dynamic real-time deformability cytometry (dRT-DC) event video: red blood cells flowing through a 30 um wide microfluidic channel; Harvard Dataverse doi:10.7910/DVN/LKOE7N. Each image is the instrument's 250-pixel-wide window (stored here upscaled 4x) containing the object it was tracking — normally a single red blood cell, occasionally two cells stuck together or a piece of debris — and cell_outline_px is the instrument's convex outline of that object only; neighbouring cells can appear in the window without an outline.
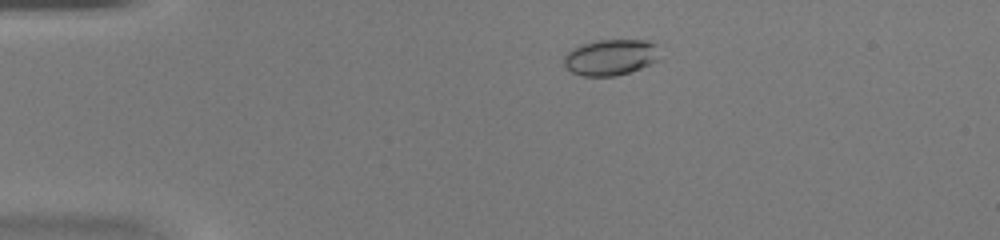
{"species": "common noctule bat (a hibernating species)", "species_latin": "Nyctalus noctula", "temperature_condition": "warm", "stored_images_in_passage": 41, "camera_frame_rate_fps": 3000, "um_per_image_px": 0.085, "animal": {"sex": "female", "body_mass_g": 20.0, "forearm_length_mm": 54.0}, "frame": {"image": 1, "passage_image": 2, "time_ms": 0.333, "image_size_px": [1000, 240], "cell_outline_px": [[660, 60], [640, 68], [616, 76], [584, 76], [572, 72], [564, 68], [564, 56], [572, 48], [580, 44], [596, 40], [644, 40], [656, 44]], "centroid_in_image_um": [51.88, 4.87], "position_along_channel_um": 33.1, "area_um2": 20.23}}
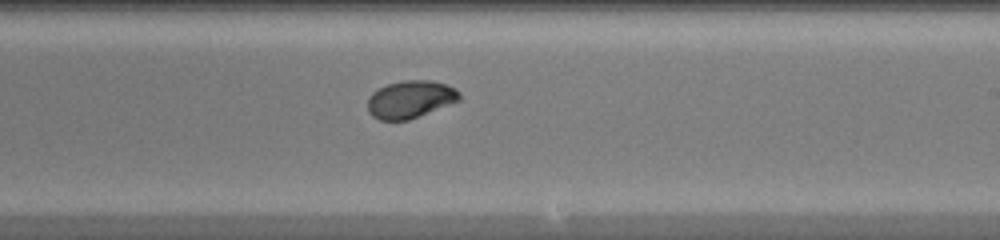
{"frame": {"image": 2, "passage_image": 22, "time_ms": 7.0, "image_size_px": [1000, 240], "cell_outline_px": [[460, 100], [408, 120], [380, 120], [372, 116], [368, 112], [368, 96], [372, 92], [388, 84], [404, 80], [432, 80], [456, 88], [460, 92]], "centroid_in_image_um": [34.86, 8.44], "position_along_channel_um": 254.1, "area_um2": 20.0}}
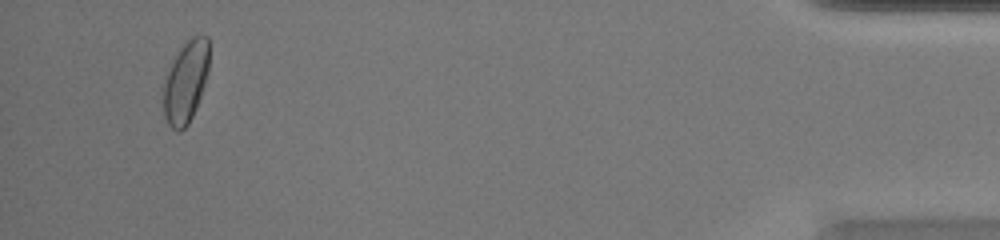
{"frame": {"image": 3, "passage_image": 39, "time_ms": 12.667, "image_size_px": [1000, 240], "cell_outline_px": [[208, 72], [196, 108], [188, 124], [180, 132], [176, 132], [168, 124], [164, 116], [160, 92], [168, 72], [176, 56], [184, 44], [192, 36], [208, 36]], "centroid_in_image_um": [15.75, 7.03], "position_along_channel_um": 419.5, "area_um2": 21.79}, "authors_computed_cell_mechanics": {"area_um2": 20.3456, "velocity_mm_per_s": 4.1702, "shape_relaxation_time_tau1_ms": 2.1907, "shape_relaxation_time_tau2_ms": 0.8292, "deformation_change_tau1": 0.132, "deformation_change_tau2": 0.0339}}